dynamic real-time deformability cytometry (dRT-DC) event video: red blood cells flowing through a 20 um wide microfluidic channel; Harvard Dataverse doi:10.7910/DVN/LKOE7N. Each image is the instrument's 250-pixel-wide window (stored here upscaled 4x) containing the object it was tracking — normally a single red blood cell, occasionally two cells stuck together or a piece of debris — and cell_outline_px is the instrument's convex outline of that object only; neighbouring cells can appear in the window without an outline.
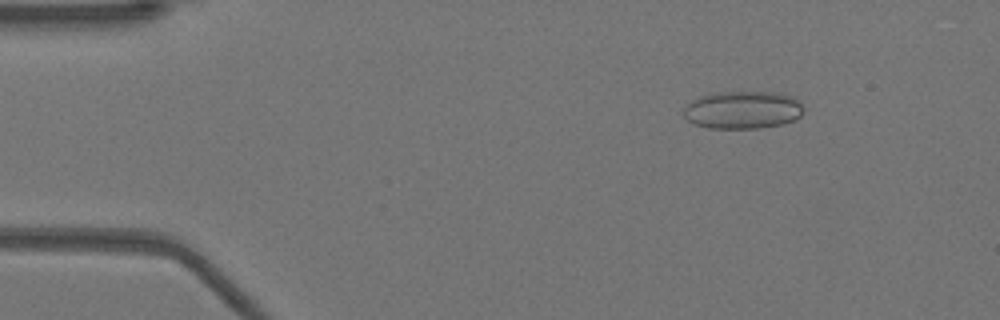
{"species": "Egyptian fruit bat (a non-hibernating species)", "species_latin": "Rousettus aegyptiacus", "temperature_condition": "warm", "stored_images_in_passage": 51, "camera_frame_rate_fps": 3000, "um_per_image_px": 0.085, "animal": {"sex": "female"}, "frame": {"image": 1, "passage_image": 7, "time_ms": 2.0, "image_size_px": [1000, 320], "cell_outline_px": [[804, 112], [800, 116], [784, 124], [760, 128], [708, 128], [692, 124], [684, 116], [684, 108], [692, 100], [708, 92], [776, 92], [792, 96], [800, 100], [804, 108]], "centroid_in_image_um": [63.14, 9.34], "position_along_channel_um": 21.9, "area_um2": 26.76}}
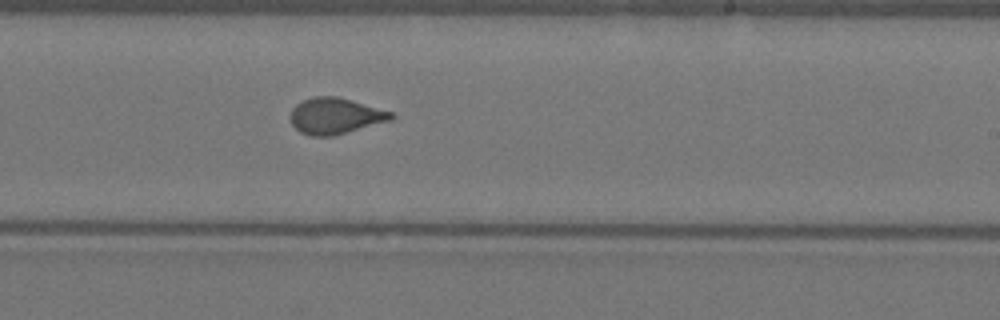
{"frame": {"image": 2, "passage_image": 31, "time_ms": 10.0, "image_size_px": [1000, 320], "cell_outline_px": [[396, 116], [392, 120], [332, 136], [312, 136], [300, 132], [292, 124], [288, 116], [292, 108], [296, 104], [304, 100], [316, 96], [336, 96], [352, 100], [392, 112]], "centroid_in_image_um": [28.48, 9.85], "position_along_channel_um": 260.5, "area_um2": 21.21}}
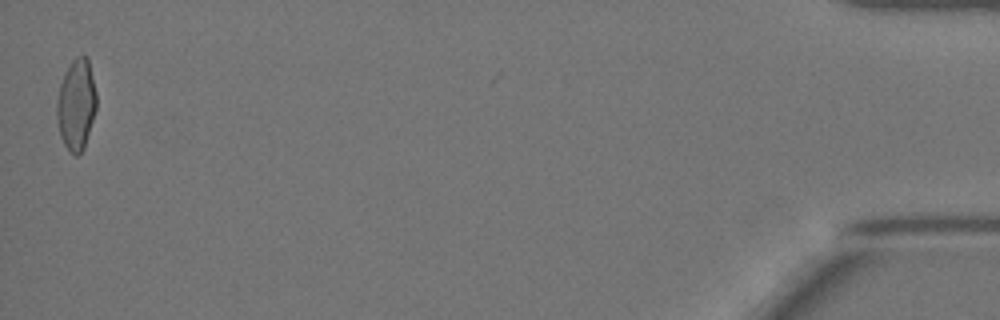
{"frame": {"image": 3, "passage_image": 51, "time_ms": 16.667, "image_size_px": [1000, 320], "cell_outline_px": [[96, 108], [84, 148], [76, 156], [68, 152], [60, 136], [56, 116], [56, 104], [60, 84], [64, 72], [72, 60], [76, 56], [88, 56], [96, 92]], "centroid_in_image_um": [6.47, 8.88], "position_along_channel_um": 428.7, "area_um2": 21.15}, "authors_computed_cell_mechanics": {"area_um2": 21.2704, "velocity_mm_per_s": 3.9409, "shape_relaxation_time_tau1_ms": null, "shape_relaxation_time_tau2_ms": 0.6011, "deformation_change_tau1": null, "deformation_change_tau2": 0.0578}}